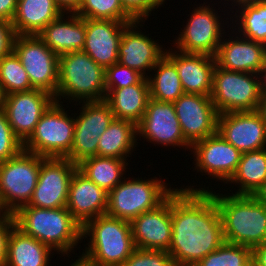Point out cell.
I'll list each match as a JSON object with an SVG mask.
<instances>
[{"label":"cell","mask_w":266,"mask_h":266,"mask_svg":"<svg viewBox=\"0 0 266 266\" xmlns=\"http://www.w3.org/2000/svg\"><path fill=\"white\" fill-rule=\"evenodd\" d=\"M137 137V125L127 120L114 118L99 137L97 156L128 160L127 157L138 145Z\"/></svg>","instance_id":"obj_30"},{"label":"cell","mask_w":266,"mask_h":266,"mask_svg":"<svg viewBox=\"0 0 266 266\" xmlns=\"http://www.w3.org/2000/svg\"><path fill=\"white\" fill-rule=\"evenodd\" d=\"M123 9L136 21H146L152 11L161 7L166 0H120Z\"/></svg>","instance_id":"obj_40"},{"label":"cell","mask_w":266,"mask_h":266,"mask_svg":"<svg viewBox=\"0 0 266 266\" xmlns=\"http://www.w3.org/2000/svg\"><path fill=\"white\" fill-rule=\"evenodd\" d=\"M132 22L86 19L85 45L87 53L103 68L118 62V51L124 28Z\"/></svg>","instance_id":"obj_22"},{"label":"cell","mask_w":266,"mask_h":266,"mask_svg":"<svg viewBox=\"0 0 266 266\" xmlns=\"http://www.w3.org/2000/svg\"><path fill=\"white\" fill-rule=\"evenodd\" d=\"M143 22L145 21L135 20L124 28L119 45L118 62L148 77V71H152L165 55V49L162 48L163 45L145 35V32H141L138 27H143Z\"/></svg>","instance_id":"obj_20"},{"label":"cell","mask_w":266,"mask_h":266,"mask_svg":"<svg viewBox=\"0 0 266 266\" xmlns=\"http://www.w3.org/2000/svg\"><path fill=\"white\" fill-rule=\"evenodd\" d=\"M15 36L12 22L0 20V59L13 51Z\"/></svg>","instance_id":"obj_42"},{"label":"cell","mask_w":266,"mask_h":266,"mask_svg":"<svg viewBox=\"0 0 266 266\" xmlns=\"http://www.w3.org/2000/svg\"><path fill=\"white\" fill-rule=\"evenodd\" d=\"M172 50L165 49V55L175 64L184 92L210 96L215 57Z\"/></svg>","instance_id":"obj_24"},{"label":"cell","mask_w":266,"mask_h":266,"mask_svg":"<svg viewBox=\"0 0 266 266\" xmlns=\"http://www.w3.org/2000/svg\"><path fill=\"white\" fill-rule=\"evenodd\" d=\"M155 74H149L150 98L161 102H175L184 90L175 64L164 55L152 69Z\"/></svg>","instance_id":"obj_32"},{"label":"cell","mask_w":266,"mask_h":266,"mask_svg":"<svg viewBox=\"0 0 266 266\" xmlns=\"http://www.w3.org/2000/svg\"><path fill=\"white\" fill-rule=\"evenodd\" d=\"M77 165L66 158H46L41 166L37 185L27 205L53 209L66 207L69 183Z\"/></svg>","instance_id":"obj_14"},{"label":"cell","mask_w":266,"mask_h":266,"mask_svg":"<svg viewBox=\"0 0 266 266\" xmlns=\"http://www.w3.org/2000/svg\"><path fill=\"white\" fill-rule=\"evenodd\" d=\"M5 96L6 95L3 91L2 85L0 83V109L3 108V106H4Z\"/></svg>","instance_id":"obj_49"},{"label":"cell","mask_w":266,"mask_h":266,"mask_svg":"<svg viewBox=\"0 0 266 266\" xmlns=\"http://www.w3.org/2000/svg\"><path fill=\"white\" fill-rule=\"evenodd\" d=\"M257 111L261 115L263 122L266 125V93H261Z\"/></svg>","instance_id":"obj_46"},{"label":"cell","mask_w":266,"mask_h":266,"mask_svg":"<svg viewBox=\"0 0 266 266\" xmlns=\"http://www.w3.org/2000/svg\"><path fill=\"white\" fill-rule=\"evenodd\" d=\"M217 132L241 153L266 148V125L257 110L219 114Z\"/></svg>","instance_id":"obj_18"},{"label":"cell","mask_w":266,"mask_h":266,"mask_svg":"<svg viewBox=\"0 0 266 266\" xmlns=\"http://www.w3.org/2000/svg\"><path fill=\"white\" fill-rule=\"evenodd\" d=\"M82 102L105 100V68L98 65L84 51L69 52L59 56L58 88L55 101L61 98Z\"/></svg>","instance_id":"obj_5"},{"label":"cell","mask_w":266,"mask_h":266,"mask_svg":"<svg viewBox=\"0 0 266 266\" xmlns=\"http://www.w3.org/2000/svg\"><path fill=\"white\" fill-rule=\"evenodd\" d=\"M54 101L43 113L23 150L45 158H66L73 145L75 117Z\"/></svg>","instance_id":"obj_7"},{"label":"cell","mask_w":266,"mask_h":266,"mask_svg":"<svg viewBox=\"0 0 266 266\" xmlns=\"http://www.w3.org/2000/svg\"><path fill=\"white\" fill-rule=\"evenodd\" d=\"M4 215H7V213L3 210L2 204H1V201H0V217L4 216Z\"/></svg>","instance_id":"obj_51"},{"label":"cell","mask_w":266,"mask_h":266,"mask_svg":"<svg viewBox=\"0 0 266 266\" xmlns=\"http://www.w3.org/2000/svg\"><path fill=\"white\" fill-rule=\"evenodd\" d=\"M82 105L79 116L75 118L72 149L66 157L76 165L86 158L97 156L99 137L115 118L105 100L82 102Z\"/></svg>","instance_id":"obj_12"},{"label":"cell","mask_w":266,"mask_h":266,"mask_svg":"<svg viewBox=\"0 0 266 266\" xmlns=\"http://www.w3.org/2000/svg\"><path fill=\"white\" fill-rule=\"evenodd\" d=\"M85 19H103L122 22L135 20L123 9L120 0H83L75 12Z\"/></svg>","instance_id":"obj_36"},{"label":"cell","mask_w":266,"mask_h":266,"mask_svg":"<svg viewBox=\"0 0 266 266\" xmlns=\"http://www.w3.org/2000/svg\"><path fill=\"white\" fill-rule=\"evenodd\" d=\"M15 225L25 234L68 256L82 241L81 225L66 207L44 209L21 206L12 214Z\"/></svg>","instance_id":"obj_3"},{"label":"cell","mask_w":266,"mask_h":266,"mask_svg":"<svg viewBox=\"0 0 266 266\" xmlns=\"http://www.w3.org/2000/svg\"><path fill=\"white\" fill-rule=\"evenodd\" d=\"M212 102L219 114L255 111L261 98L260 75L214 68Z\"/></svg>","instance_id":"obj_9"},{"label":"cell","mask_w":266,"mask_h":266,"mask_svg":"<svg viewBox=\"0 0 266 266\" xmlns=\"http://www.w3.org/2000/svg\"><path fill=\"white\" fill-rule=\"evenodd\" d=\"M173 105L182 133L191 145L217 133L219 113L210 96L184 93Z\"/></svg>","instance_id":"obj_17"},{"label":"cell","mask_w":266,"mask_h":266,"mask_svg":"<svg viewBox=\"0 0 266 266\" xmlns=\"http://www.w3.org/2000/svg\"><path fill=\"white\" fill-rule=\"evenodd\" d=\"M45 159L22 150L17 156L0 162V201L7 214L29 203Z\"/></svg>","instance_id":"obj_8"},{"label":"cell","mask_w":266,"mask_h":266,"mask_svg":"<svg viewBox=\"0 0 266 266\" xmlns=\"http://www.w3.org/2000/svg\"><path fill=\"white\" fill-rule=\"evenodd\" d=\"M70 266H87L83 260L78 258L74 263L70 264Z\"/></svg>","instance_id":"obj_50"},{"label":"cell","mask_w":266,"mask_h":266,"mask_svg":"<svg viewBox=\"0 0 266 266\" xmlns=\"http://www.w3.org/2000/svg\"><path fill=\"white\" fill-rule=\"evenodd\" d=\"M259 75H260L261 93H266V65Z\"/></svg>","instance_id":"obj_48"},{"label":"cell","mask_w":266,"mask_h":266,"mask_svg":"<svg viewBox=\"0 0 266 266\" xmlns=\"http://www.w3.org/2000/svg\"><path fill=\"white\" fill-rule=\"evenodd\" d=\"M13 51L19 57L34 89L56 96L59 56L38 35H16Z\"/></svg>","instance_id":"obj_11"},{"label":"cell","mask_w":266,"mask_h":266,"mask_svg":"<svg viewBox=\"0 0 266 266\" xmlns=\"http://www.w3.org/2000/svg\"><path fill=\"white\" fill-rule=\"evenodd\" d=\"M157 178L130 180L128 177L127 181L124 178L108 193L106 215L131 222L140 214L156 209L175 190Z\"/></svg>","instance_id":"obj_6"},{"label":"cell","mask_w":266,"mask_h":266,"mask_svg":"<svg viewBox=\"0 0 266 266\" xmlns=\"http://www.w3.org/2000/svg\"><path fill=\"white\" fill-rule=\"evenodd\" d=\"M197 172L227 183L235 173L242 153L228 143L218 132L191 146ZM193 152V153H192Z\"/></svg>","instance_id":"obj_16"},{"label":"cell","mask_w":266,"mask_h":266,"mask_svg":"<svg viewBox=\"0 0 266 266\" xmlns=\"http://www.w3.org/2000/svg\"><path fill=\"white\" fill-rule=\"evenodd\" d=\"M108 193L88 179L78 169L73 173L66 208L81 225L106 214Z\"/></svg>","instance_id":"obj_23"},{"label":"cell","mask_w":266,"mask_h":266,"mask_svg":"<svg viewBox=\"0 0 266 266\" xmlns=\"http://www.w3.org/2000/svg\"><path fill=\"white\" fill-rule=\"evenodd\" d=\"M52 249L16 226L12 229L7 246L5 266H49Z\"/></svg>","instance_id":"obj_29"},{"label":"cell","mask_w":266,"mask_h":266,"mask_svg":"<svg viewBox=\"0 0 266 266\" xmlns=\"http://www.w3.org/2000/svg\"><path fill=\"white\" fill-rule=\"evenodd\" d=\"M234 31L230 35L235 37L222 38L215 55L216 65L231 71L260 74L266 65V45L245 39Z\"/></svg>","instance_id":"obj_21"},{"label":"cell","mask_w":266,"mask_h":266,"mask_svg":"<svg viewBox=\"0 0 266 266\" xmlns=\"http://www.w3.org/2000/svg\"><path fill=\"white\" fill-rule=\"evenodd\" d=\"M23 143L15 136L3 108L0 109V162L17 156Z\"/></svg>","instance_id":"obj_38"},{"label":"cell","mask_w":266,"mask_h":266,"mask_svg":"<svg viewBox=\"0 0 266 266\" xmlns=\"http://www.w3.org/2000/svg\"><path fill=\"white\" fill-rule=\"evenodd\" d=\"M127 160L113 157L93 156L77 164V169L100 188L109 193L114 189L126 174Z\"/></svg>","instance_id":"obj_31"},{"label":"cell","mask_w":266,"mask_h":266,"mask_svg":"<svg viewBox=\"0 0 266 266\" xmlns=\"http://www.w3.org/2000/svg\"><path fill=\"white\" fill-rule=\"evenodd\" d=\"M0 83L5 95L34 89L27 72L14 51L0 59Z\"/></svg>","instance_id":"obj_34"},{"label":"cell","mask_w":266,"mask_h":266,"mask_svg":"<svg viewBox=\"0 0 266 266\" xmlns=\"http://www.w3.org/2000/svg\"><path fill=\"white\" fill-rule=\"evenodd\" d=\"M236 9L233 17L236 16L237 20L232 19L233 25L236 24L232 30L235 28L241 37L266 45V0L244 4Z\"/></svg>","instance_id":"obj_33"},{"label":"cell","mask_w":266,"mask_h":266,"mask_svg":"<svg viewBox=\"0 0 266 266\" xmlns=\"http://www.w3.org/2000/svg\"><path fill=\"white\" fill-rule=\"evenodd\" d=\"M210 6L204 2L192 10L186 26L184 25L178 39L176 38L175 43L173 42V47L175 46L178 51L184 53L206 54L215 57L226 32L224 19L220 21L223 17H220L218 11Z\"/></svg>","instance_id":"obj_10"},{"label":"cell","mask_w":266,"mask_h":266,"mask_svg":"<svg viewBox=\"0 0 266 266\" xmlns=\"http://www.w3.org/2000/svg\"><path fill=\"white\" fill-rule=\"evenodd\" d=\"M18 0H0V20L12 22Z\"/></svg>","instance_id":"obj_43"},{"label":"cell","mask_w":266,"mask_h":266,"mask_svg":"<svg viewBox=\"0 0 266 266\" xmlns=\"http://www.w3.org/2000/svg\"><path fill=\"white\" fill-rule=\"evenodd\" d=\"M228 183L239 185L234 194L263 196L266 193V148L242 153Z\"/></svg>","instance_id":"obj_28"},{"label":"cell","mask_w":266,"mask_h":266,"mask_svg":"<svg viewBox=\"0 0 266 266\" xmlns=\"http://www.w3.org/2000/svg\"><path fill=\"white\" fill-rule=\"evenodd\" d=\"M252 266H266V242L252 248Z\"/></svg>","instance_id":"obj_44"},{"label":"cell","mask_w":266,"mask_h":266,"mask_svg":"<svg viewBox=\"0 0 266 266\" xmlns=\"http://www.w3.org/2000/svg\"><path fill=\"white\" fill-rule=\"evenodd\" d=\"M137 136L148 143L191 150L177 118L173 102H161L149 98L142 120L137 125Z\"/></svg>","instance_id":"obj_13"},{"label":"cell","mask_w":266,"mask_h":266,"mask_svg":"<svg viewBox=\"0 0 266 266\" xmlns=\"http://www.w3.org/2000/svg\"><path fill=\"white\" fill-rule=\"evenodd\" d=\"M172 193L156 209L140 214L131 223L136 248L169 251L172 239Z\"/></svg>","instance_id":"obj_19"},{"label":"cell","mask_w":266,"mask_h":266,"mask_svg":"<svg viewBox=\"0 0 266 266\" xmlns=\"http://www.w3.org/2000/svg\"><path fill=\"white\" fill-rule=\"evenodd\" d=\"M195 266H252V249L224 242Z\"/></svg>","instance_id":"obj_35"},{"label":"cell","mask_w":266,"mask_h":266,"mask_svg":"<svg viewBox=\"0 0 266 266\" xmlns=\"http://www.w3.org/2000/svg\"><path fill=\"white\" fill-rule=\"evenodd\" d=\"M121 266H175L168 251L136 248Z\"/></svg>","instance_id":"obj_39"},{"label":"cell","mask_w":266,"mask_h":266,"mask_svg":"<svg viewBox=\"0 0 266 266\" xmlns=\"http://www.w3.org/2000/svg\"><path fill=\"white\" fill-rule=\"evenodd\" d=\"M85 34L86 19L75 12H63L37 35L55 54L60 56L69 52L82 51L85 45Z\"/></svg>","instance_id":"obj_25"},{"label":"cell","mask_w":266,"mask_h":266,"mask_svg":"<svg viewBox=\"0 0 266 266\" xmlns=\"http://www.w3.org/2000/svg\"><path fill=\"white\" fill-rule=\"evenodd\" d=\"M55 101L50 93L32 89L5 96L3 109L15 136L24 144L33 134L43 113Z\"/></svg>","instance_id":"obj_15"},{"label":"cell","mask_w":266,"mask_h":266,"mask_svg":"<svg viewBox=\"0 0 266 266\" xmlns=\"http://www.w3.org/2000/svg\"><path fill=\"white\" fill-rule=\"evenodd\" d=\"M186 187L172 192V239L168 253L175 266H195L225 242L221 215L209 186L208 190Z\"/></svg>","instance_id":"obj_1"},{"label":"cell","mask_w":266,"mask_h":266,"mask_svg":"<svg viewBox=\"0 0 266 266\" xmlns=\"http://www.w3.org/2000/svg\"><path fill=\"white\" fill-rule=\"evenodd\" d=\"M15 226L12 214L0 217V266H5L6 264L8 240Z\"/></svg>","instance_id":"obj_41"},{"label":"cell","mask_w":266,"mask_h":266,"mask_svg":"<svg viewBox=\"0 0 266 266\" xmlns=\"http://www.w3.org/2000/svg\"><path fill=\"white\" fill-rule=\"evenodd\" d=\"M228 194L211 191L221 215L225 242L251 249L266 242V198Z\"/></svg>","instance_id":"obj_2"},{"label":"cell","mask_w":266,"mask_h":266,"mask_svg":"<svg viewBox=\"0 0 266 266\" xmlns=\"http://www.w3.org/2000/svg\"><path fill=\"white\" fill-rule=\"evenodd\" d=\"M225 2L227 1V2H229L230 3V1H232L231 3V5H232V8H234L235 9V7H233V6H236V8H237V6L239 7V6H241V5H244V4H251V3H253V2H257V1H263V0H224Z\"/></svg>","instance_id":"obj_47"},{"label":"cell","mask_w":266,"mask_h":266,"mask_svg":"<svg viewBox=\"0 0 266 266\" xmlns=\"http://www.w3.org/2000/svg\"><path fill=\"white\" fill-rule=\"evenodd\" d=\"M81 236L90 240L79 256L87 266H121L136 249L131 223L106 214L87 221Z\"/></svg>","instance_id":"obj_4"},{"label":"cell","mask_w":266,"mask_h":266,"mask_svg":"<svg viewBox=\"0 0 266 266\" xmlns=\"http://www.w3.org/2000/svg\"><path fill=\"white\" fill-rule=\"evenodd\" d=\"M63 13L54 0H18L12 25L16 35H37Z\"/></svg>","instance_id":"obj_26"},{"label":"cell","mask_w":266,"mask_h":266,"mask_svg":"<svg viewBox=\"0 0 266 266\" xmlns=\"http://www.w3.org/2000/svg\"><path fill=\"white\" fill-rule=\"evenodd\" d=\"M145 78L140 72L119 62L105 69L106 95L113 89L124 88L140 83Z\"/></svg>","instance_id":"obj_37"},{"label":"cell","mask_w":266,"mask_h":266,"mask_svg":"<svg viewBox=\"0 0 266 266\" xmlns=\"http://www.w3.org/2000/svg\"><path fill=\"white\" fill-rule=\"evenodd\" d=\"M150 98L149 82L145 77L140 83L113 89L105 97L116 119L138 125L146 111Z\"/></svg>","instance_id":"obj_27"},{"label":"cell","mask_w":266,"mask_h":266,"mask_svg":"<svg viewBox=\"0 0 266 266\" xmlns=\"http://www.w3.org/2000/svg\"><path fill=\"white\" fill-rule=\"evenodd\" d=\"M63 12H76L83 0H54Z\"/></svg>","instance_id":"obj_45"}]
</instances>
